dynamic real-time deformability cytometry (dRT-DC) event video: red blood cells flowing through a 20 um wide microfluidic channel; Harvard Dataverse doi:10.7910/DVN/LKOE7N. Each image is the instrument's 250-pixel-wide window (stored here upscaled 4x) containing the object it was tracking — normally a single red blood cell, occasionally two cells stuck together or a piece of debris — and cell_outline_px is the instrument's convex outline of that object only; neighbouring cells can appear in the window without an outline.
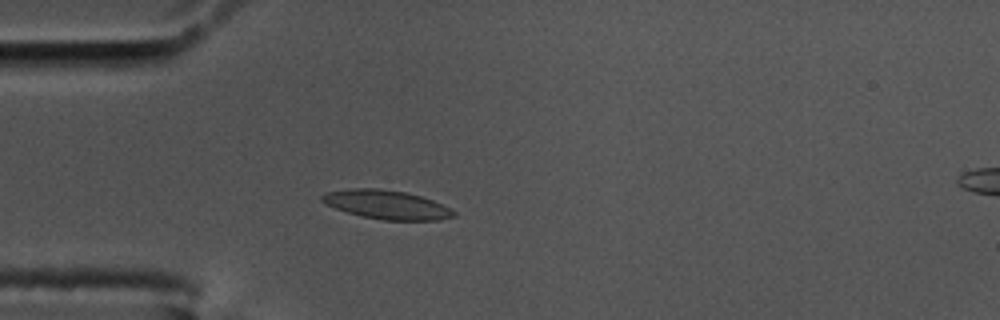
{"species": "common noctule bat (a hibernating species)", "species_latin": "Nyctalus noctula", "temperature_condition": "cold", "stored_images_in_passage": 43, "camera_frame_rate_fps": 3000, "um_per_image_px": 0.085, "animal": {"sex": "male", "body_mass_g": 17.5, "forearm_length_mm": 52.3}, "frame": {"image": 1, "passage_image": 1, "time_ms": 0.0, "image_size_px": [1000, 320], "cell_outline_px": [[456, 216], [440, 220], [384, 220], [360, 216], [324, 204], [320, 200], [320, 196], [328, 192], [348, 188], [380, 188], [404, 192], [420, 196], [432, 200], [452, 208], [456, 212]], "centroid_in_image_um": [32.87, 17.39], "position_along_channel_um": 52.1, "area_um2": 22.25}}
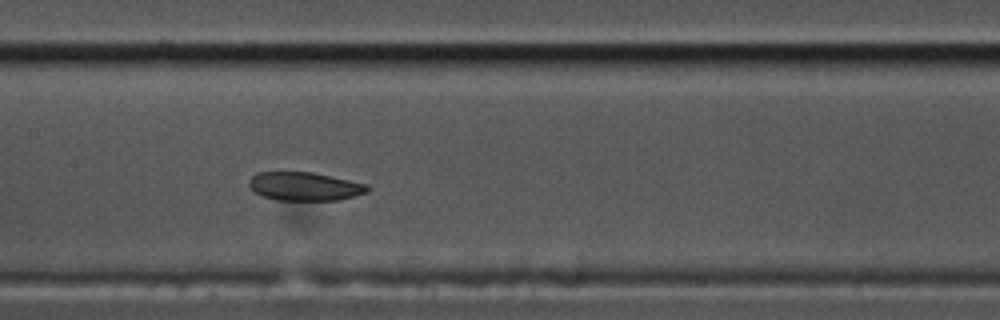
{"frame": {"image": 2, "passage_image": 13, "time_ms": 4.0, "image_size_px": [1000, 320], "cell_outline_px": [[372, 188], [368, 192], [340, 200], [276, 200], [260, 196], [252, 192], [248, 184], [248, 180], [256, 172], [312, 172], [368, 184]], "centroid_in_image_um": [25.87, 15.85], "position_along_channel_um": 181.5, "area_um2": 20.0}}
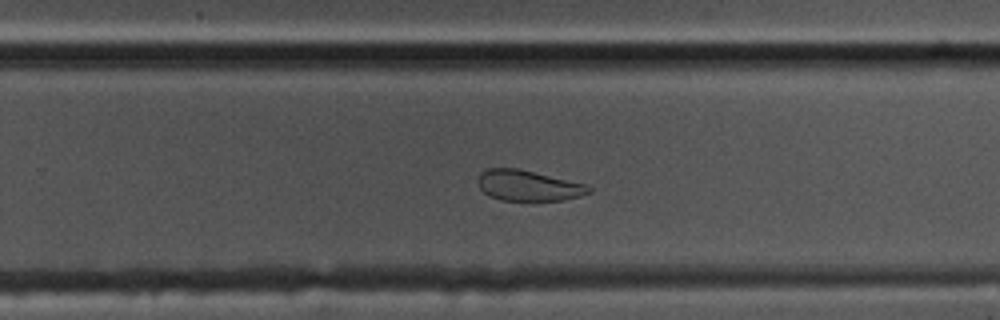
{"frame": {"image": 3, "passage_image": 22, "time_ms": 7.0, "image_size_px": [1000, 320], "cell_outline_px": [[592, 192], [580, 196], [564, 200], [500, 200], [488, 196], [480, 188], [476, 180], [480, 172], [488, 168], [516, 168], [584, 184], [592, 188]], "centroid_in_image_um": [44.85, 15.78], "position_along_channel_um": 285.0, "area_um2": 19.65}, "authors_computed_cell_mechanics": {"area_um2": 21.8484, "velocity_mm_per_s": 3.4455, "shape_relaxation_time_tau1_ms": null, "shape_relaxation_time_tau2_ms": 2.4743, "deformation_change_tau1": null, "deformation_change_tau2": 0.0645}}